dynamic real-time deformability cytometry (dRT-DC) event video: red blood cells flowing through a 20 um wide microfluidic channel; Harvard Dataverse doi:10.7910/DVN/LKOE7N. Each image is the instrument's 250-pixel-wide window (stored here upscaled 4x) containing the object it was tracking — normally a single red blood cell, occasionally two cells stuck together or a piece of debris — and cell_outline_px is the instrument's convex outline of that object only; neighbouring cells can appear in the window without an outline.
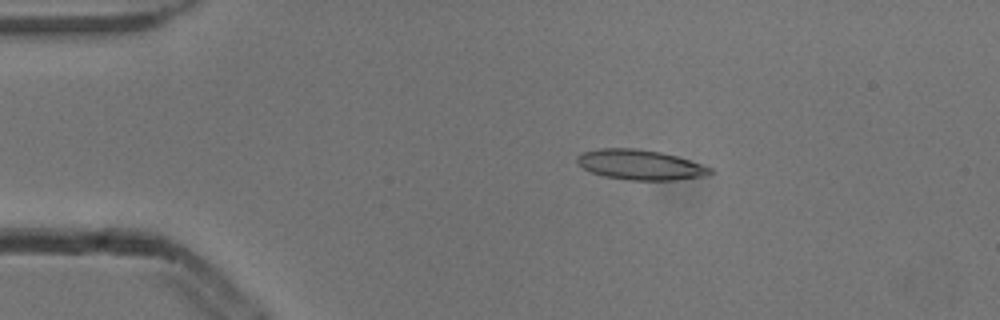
{"species": "common noctule bat (a hibernating species)", "species_latin": "Nyctalus noctula", "temperature_condition": "cold", "stored_images_in_passage": 4, "camera_frame_rate_fps": 3000, "um_per_image_px": 0.085, "animal": {"sex": "male", "body_mass_g": 13.3}, "frame": {"image": 1, "passage_image": 2, "time_ms": 0.333, "image_size_px": [1000, 320], "cell_outline_px": [[716, 172], [708, 176], [676, 180], [628, 180], [604, 176], [592, 172], [584, 168], [576, 160], [576, 156], [584, 152], [600, 148], [636, 148], [660, 152], [676, 156], [712, 168]], "centroid_in_image_um": [54.46, 14.01], "position_along_channel_um": 30.5, "area_um2": 23.29}}
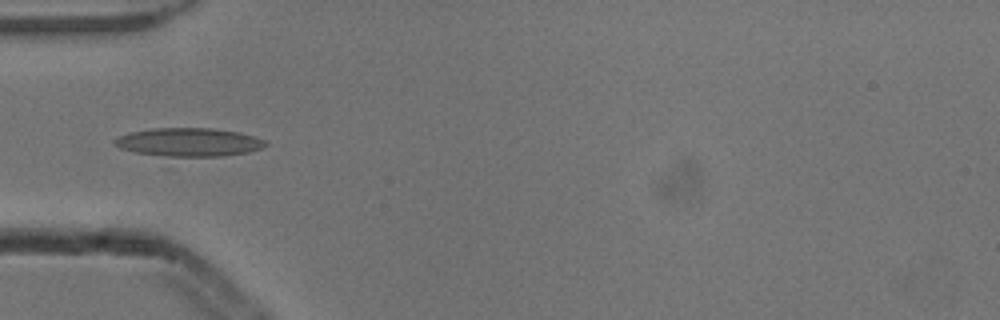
{"frame": {"image": 2, "passage_image": 4, "time_ms": 1.0, "image_size_px": [1000, 320], "cell_outline_px": [[268, 144], [260, 148], [248, 152], [220, 156], [168, 156], [136, 152], [120, 148], [112, 140], [120, 136], [132, 132], [152, 128], [212, 128], [240, 132], [264, 140]], "centroid_in_image_um": [16.06, 12.07], "position_along_channel_um": 68.9, "area_um2": 24.62}}